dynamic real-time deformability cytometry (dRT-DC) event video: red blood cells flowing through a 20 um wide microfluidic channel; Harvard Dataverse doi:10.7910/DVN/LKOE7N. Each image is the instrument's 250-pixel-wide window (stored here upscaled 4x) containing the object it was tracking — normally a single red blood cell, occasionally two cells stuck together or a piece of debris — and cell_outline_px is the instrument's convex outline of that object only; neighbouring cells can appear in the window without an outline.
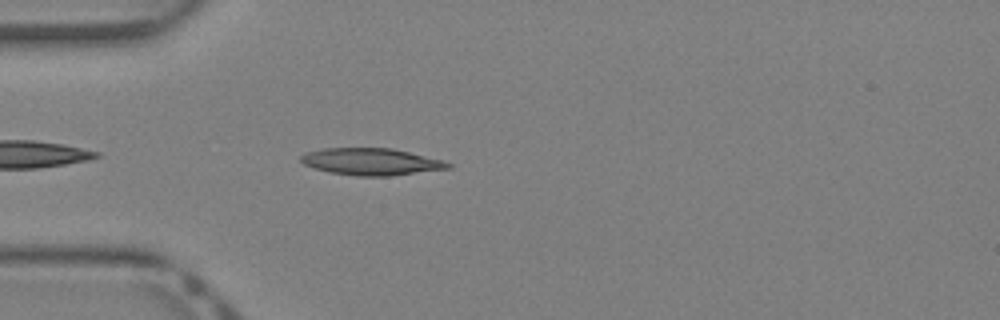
{"species": "Egyptian fruit bat (a non-hibernating species)", "species_latin": "Rousettus aegyptiacus", "temperature_condition": "warm", "stored_images_in_passage": 5, "camera_frame_rate_fps": 3000, "um_per_image_px": 0.085, "animal": {"sex": "female"}, "frame": {"image": 1, "passage_image": 2, "time_ms": 0.333, "image_size_px": [1000, 320], "cell_outline_px": [[452, 168], [392, 176], [356, 176], [328, 172], [304, 164], [300, 160], [300, 156], [304, 152], [324, 148], [392, 148], [444, 160], [452, 164]], "centroid_in_image_um": [31.57, 13.74], "position_along_channel_um": 53.4, "area_um2": 23.29}}